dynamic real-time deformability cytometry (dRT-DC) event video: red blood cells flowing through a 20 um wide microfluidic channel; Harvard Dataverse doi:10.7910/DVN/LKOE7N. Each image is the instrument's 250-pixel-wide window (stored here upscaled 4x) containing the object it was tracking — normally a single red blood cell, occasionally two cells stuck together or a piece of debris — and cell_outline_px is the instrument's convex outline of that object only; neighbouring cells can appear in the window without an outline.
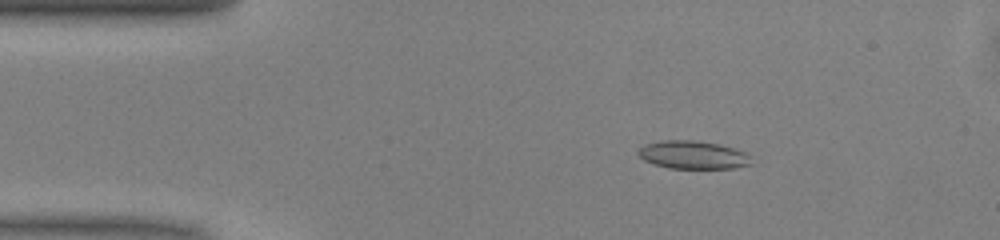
{"species": "common noctule bat (a hibernating species)", "species_latin": "Nyctalus noctula", "temperature_condition": "warm", "stored_images_in_passage": 49, "camera_frame_rate_fps": 3000, "um_per_image_px": 0.085, "animal": {"sex": "male", "body_mass_g": 13.0, "forearm_length_mm": 53.1}, "frame": {"image": 1, "passage_image": 7, "time_ms": 2.0, "image_size_px": [1000, 240], "cell_outline_px": [[752, 164], [736, 168], [668, 168], [652, 164], [644, 160], [636, 152], [644, 144], [664, 140], [696, 140], [720, 144], [736, 148], [748, 152]], "centroid_in_image_um": [58.93, 13.16], "position_along_channel_um": 26.1, "area_um2": 18.79}}
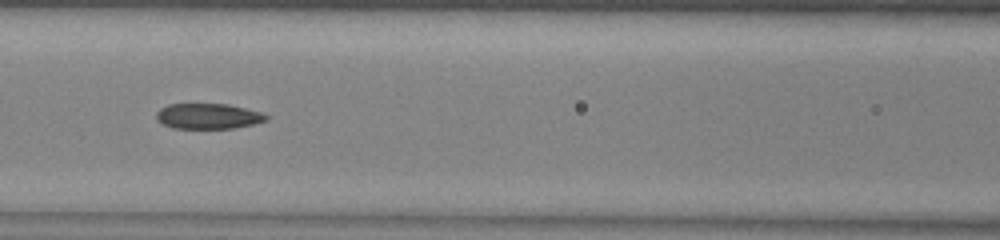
{"frame": {"image": 2, "passage_image": 20, "time_ms": 6.333, "image_size_px": [1000, 240], "cell_outline_px": [[268, 120], [252, 124], [232, 128], [172, 128], [156, 120], [156, 112], [160, 108], [168, 104], [228, 104], [260, 112], [268, 116]], "centroid_in_image_um": [17.65, 9.87], "position_along_channel_um": 148.9, "area_um2": 16.18}}
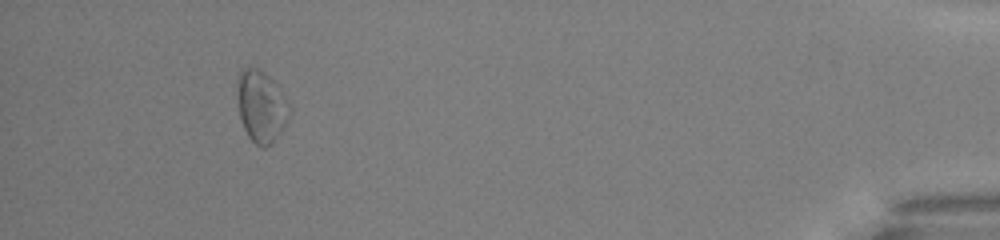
{"frame": {"image": 3, "passage_image": 45, "time_ms": 14.667, "image_size_px": [1000, 240], "cell_outline_px": [[292, 112], [280, 132], [272, 144], [264, 148], [260, 148], [248, 136], [244, 128], [240, 116], [236, 92], [236, 76], [244, 68], [256, 68], [264, 72], [272, 80], [288, 100], [292, 108]], "centroid_in_image_um": [22.2, 9.04], "position_along_channel_um": 413.0, "area_um2": 22.02}, "authors_computed_cell_mechanics": {"area_um2": 18.3226, "velocity_mm_per_s": 4.0606, "shape_relaxation_time_tau1_ms": null, "shape_relaxation_time_tau2_ms": 4.2667, "deformation_change_tau1": null, "deformation_change_tau2": 0.101}}